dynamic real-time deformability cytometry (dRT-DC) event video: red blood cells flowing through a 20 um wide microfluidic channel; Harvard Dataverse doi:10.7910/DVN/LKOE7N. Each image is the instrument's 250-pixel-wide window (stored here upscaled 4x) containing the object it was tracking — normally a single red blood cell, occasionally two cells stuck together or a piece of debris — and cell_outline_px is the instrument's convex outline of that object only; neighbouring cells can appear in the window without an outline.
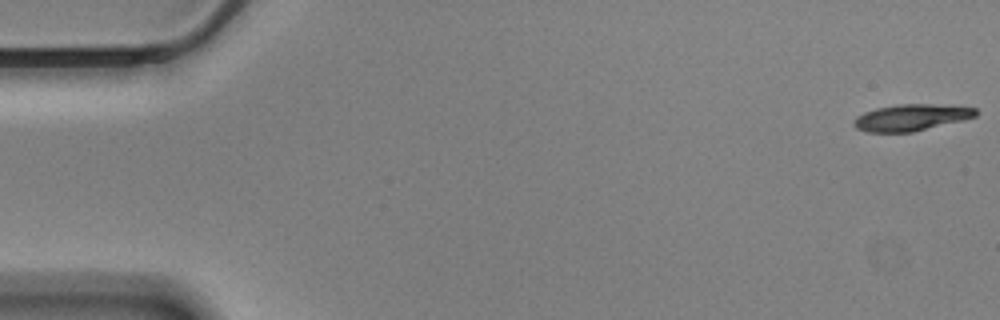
{"species": "Egyptian fruit bat (a non-hibernating species)", "species_latin": "Rousettus aegyptiacus", "temperature_condition": "cold", "stored_images_in_passage": 58, "camera_frame_rate_fps": 3000, "um_per_image_px": 0.085, "animal": {"sex": "male"}, "frame": {"image": 1, "passage_image": 1, "time_ms": 0.0, "image_size_px": [1000, 320], "cell_outline_px": [[980, 112], [976, 116], [964, 120], [912, 132], [868, 132], [856, 128], [852, 124], [852, 120], [856, 116], [864, 112], [876, 108], [896, 104], [928, 104], [976, 108]], "centroid_in_image_um": [77.43, 9.99], "position_along_channel_um": 7.6, "area_um2": 18.9}}
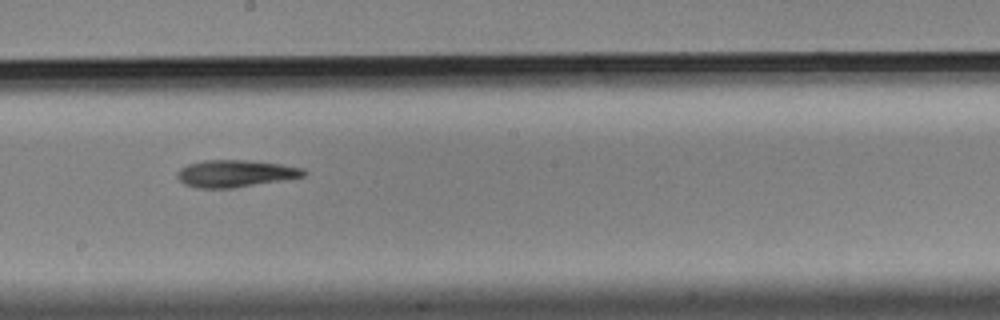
{"frame": {"image": 2, "passage_image": 32, "time_ms": 10.333, "image_size_px": [1000, 320], "cell_outline_px": [[308, 172], [304, 176], [232, 188], [196, 188], [184, 184], [176, 176], [176, 172], [180, 168], [188, 164], [204, 160], [244, 160], [280, 164], [304, 168]], "centroid_in_image_um": [19.96, 14.74], "position_along_channel_um": 228.2, "area_um2": 19.83}}
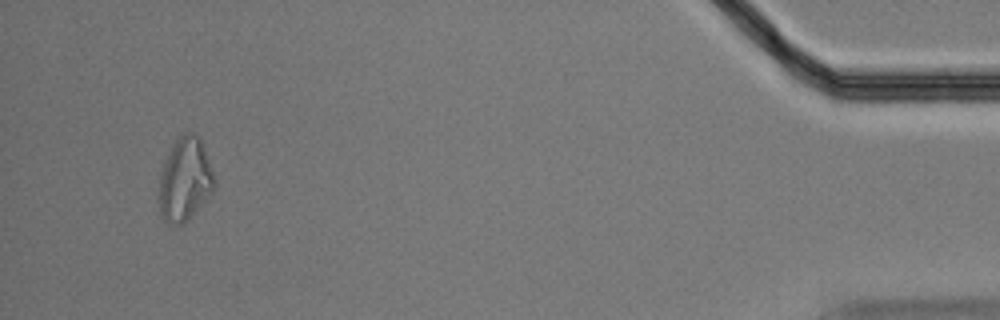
{"frame": {"image": 3, "passage_image": 55, "time_ms": 18.0, "image_size_px": [1000, 320], "cell_outline_px": [[216, 184], [212, 192], [184, 224], [168, 224], [160, 216], [160, 172], [164, 160], [176, 140], [184, 132], [192, 132], [200, 136], [216, 180]], "centroid_in_image_um": [15.73, 15.24], "position_along_channel_um": 419.5, "area_um2": 26.82}, "authors_computed_cell_mechanics": {"area_um2": 20.0277, "velocity_mm_per_s": 3.4669, "shape_relaxation_time_tau1_ms": 4.9881, "shape_relaxation_time_tau2_ms": 7.2283, "deformation_change_tau1": 0.1303, "deformation_change_tau2": 0.175}}